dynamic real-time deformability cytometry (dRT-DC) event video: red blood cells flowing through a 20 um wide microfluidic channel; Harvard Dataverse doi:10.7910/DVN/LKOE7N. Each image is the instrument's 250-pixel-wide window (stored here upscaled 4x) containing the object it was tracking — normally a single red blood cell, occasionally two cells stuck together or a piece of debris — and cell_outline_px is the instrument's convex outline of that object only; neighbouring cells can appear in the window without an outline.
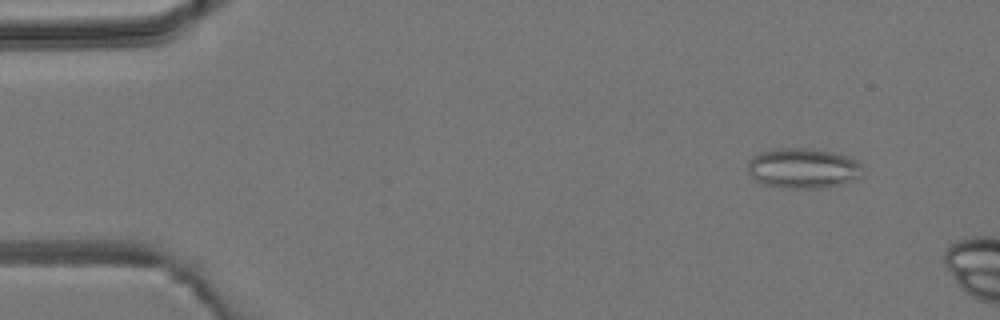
{"species": "common noctule bat (a hibernating species)", "species_latin": "Nyctalus noctula", "temperature_condition": "room temperature", "stored_images_in_passage": 3, "camera_frame_rate_fps": 3000, "um_per_image_px": 0.085, "animal": {"sex": "male", "body_mass_g": 19.2, "forearm_length_mm": 51.8}, "frame": {"image": 1, "passage_image": 1, "time_ms": 0.0, "image_size_px": [1000, 320], "cell_outline_px": [[860, 176], [856, 180], [844, 184], [820, 188], [784, 188], [764, 184], [756, 180], [748, 172], [748, 160], [752, 156], [760, 152], [772, 148], [804, 148], [832, 152], [848, 156], [856, 160], [860, 164]], "centroid_in_image_um": [68.24, 14.3], "position_along_channel_um": 16.8, "area_um2": 26.99}}